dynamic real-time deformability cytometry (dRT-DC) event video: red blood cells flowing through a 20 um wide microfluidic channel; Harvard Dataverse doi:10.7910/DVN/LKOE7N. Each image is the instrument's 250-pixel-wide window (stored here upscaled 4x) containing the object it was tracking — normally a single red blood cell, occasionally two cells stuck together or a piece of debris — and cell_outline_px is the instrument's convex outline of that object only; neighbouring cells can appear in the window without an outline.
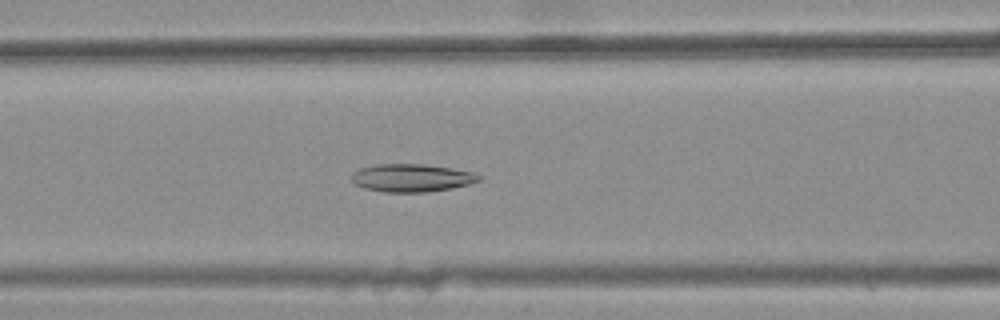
{"species": "common noctule bat (a hibernating species)", "species_latin": "Nyctalus noctula", "temperature_condition": "warm", "stored_images_in_passage": 32, "camera_frame_rate_fps": 3000, "um_per_image_px": 0.085, "animal": {"sex": "female", "body_mass_g": 25.1}, "frame": {"image": 1, "passage_image": 12, "time_ms": 3.667, "image_size_px": [1000, 320], "cell_outline_px": [[480, 180], [468, 184], [452, 188], [428, 192], [384, 192], [364, 188], [356, 184], [352, 180], [352, 172], [360, 168], [376, 164], [424, 164], [472, 172], [480, 176]], "centroid_in_image_um": [34.95, 15.12], "position_along_channel_um": 131.6, "area_um2": 20.52}}
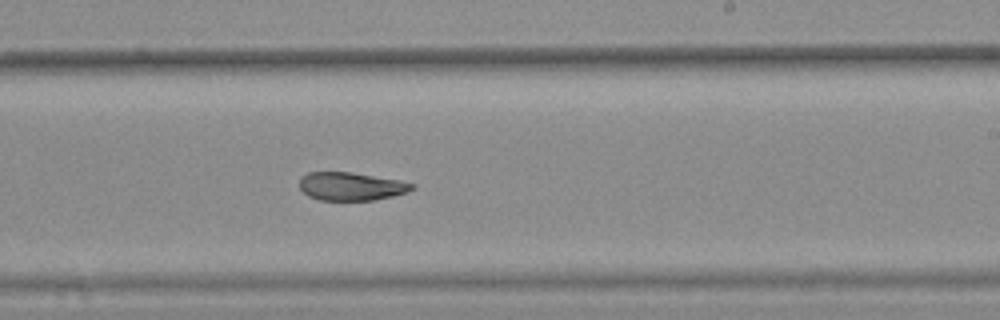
{"frame": {"image": 2, "passage_image": 22, "time_ms": 7.0, "image_size_px": [1000, 320], "cell_outline_px": [[416, 188], [408, 192], [376, 200], [320, 200], [308, 196], [300, 188], [300, 176], [308, 172], [352, 172], [400, 180], [416, 184]], "centroid_in_image_um": [29.87, 15.83], "position_along_channel_um": 259.1, "area_um2": 18.67}}
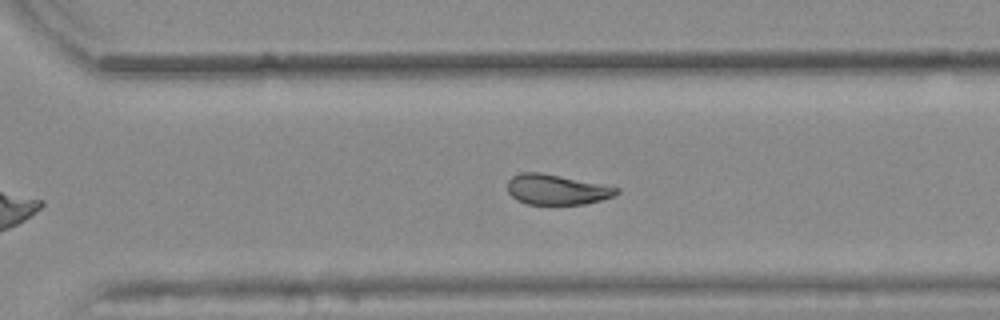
{"frame": {"image": 3, "passage_image": 27, "time_ms": 8.667, "image_size_px": [1000, 320], "cell_outline_px": [[620, 192], [612, 196], [600, 200], [584, 204], [528, 204], [516, 200], [508, 192], [508, 180], [512, 176], [524, 172], [540, 172], [620, 188]], "centroid_in_image_um": [47.29, 16.11], "position_along_channel_um": 323.3, "area_um2": 18.96}, "authors_computed_cell_mechanics": {"area_um2": 19.9699, "velocity_mm_per_s": 3.8389, "shape_relaxation_time_tau1_ms": null, "shape_relaxation_time_tau2_ms": 5.9936, "deformation_change_tau1": null, "deformation_change_tau2": 0.1188}}